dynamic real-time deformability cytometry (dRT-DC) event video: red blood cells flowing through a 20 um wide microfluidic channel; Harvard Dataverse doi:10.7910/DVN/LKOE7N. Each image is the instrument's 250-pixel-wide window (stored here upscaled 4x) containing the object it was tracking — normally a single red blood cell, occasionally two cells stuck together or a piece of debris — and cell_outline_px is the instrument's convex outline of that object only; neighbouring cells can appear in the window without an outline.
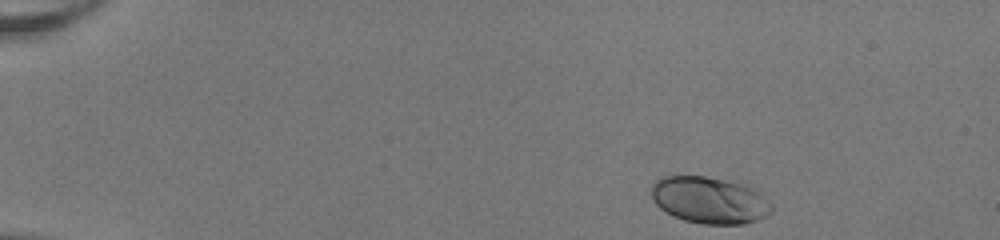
{"species": "human", "species_latin": "Homo sapiens", "temperature_condition": "room temperature", "stored_images_in_passage": 45, "camera_frame_rate_fps": 3000, "um_per_image_px": 0.085, "donor": {"sex": "female"}, "frame": {"image": 1, "passage_image": 1, "time_ms": 0.0, "image_size_px": [1000, 240], "cell_outline_px": [[772, 212], [756, 220], [744, 224], [704, 224], [684, 220], [672, 216], [660, 208], [652, 200], [652, 184], [660, 176], [704, 176], [724, 180], [740, 184], [752, 188], [760, 192], [772, 204]], "centroid_in_image_um": [60.28, 17.02], "position_along_channel_um": 24.7, "area_um2": 32.71}}
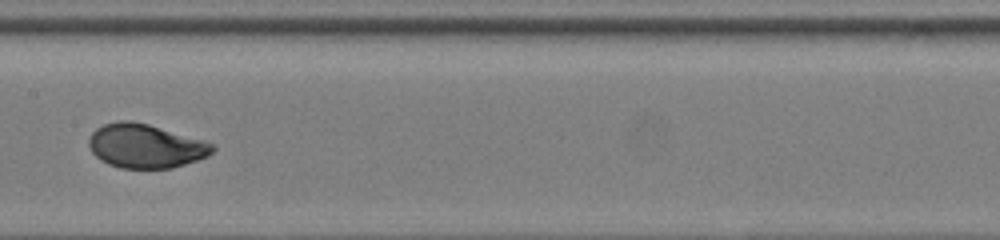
{"frame": {"image": 2, "passage_image": 22, "time_ms": 7.0, "image_size_px": [1000, 240], "cell_outline_px": [[216, 148], [208, 156], [172, 168], [120, 168], [108, 164], [100, 160], [92, 152], [88, 144], [88, 140], [92, 132], [96, 128], [104, 124], [120, 120], [128, 120], [148, 124], [204, 140], [216, 144]], "centroid_in_image_um": [12.37, 12.41], "position_along_channel_um": 195.0, "area_um2": 31.73}}
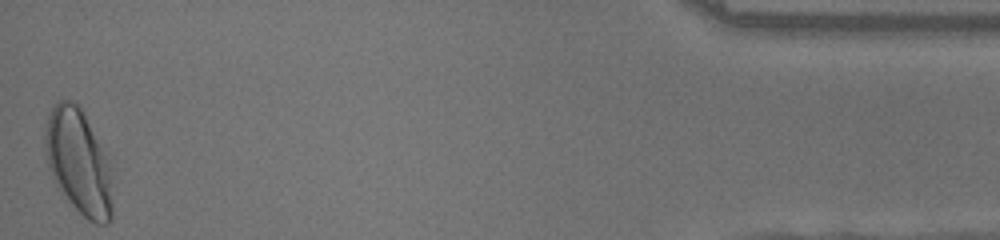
{"frame": {"image": 3, "passage_image": 45, "time_ms": 14.667, "image_size_px": [1000, 240], "cell_outline_px": [[112, 220], [108, 224], [96, 224], [88, 220], [68, 204], [52, 176], [48, 168], [44, 152], [44, 136], [48, 116], [56, 100], [76, 100], [108, 160], [112, 204]], "centroid_in_image_um": [6.64, 13.8], "position_along_channel_um": 428.6, "area_um2": 41.21}, "authors_computed_cell_mechanics": {"area_um2": 31.4432, "velocity_mm_per_s": 4.0281, "shape_relaxation_time_tau1_ms": 2.7003, "shape_relaxation_time_tau2_ms": null, "deformation_change_tau1": 0.1517, "deformation_change_tau2": null}}